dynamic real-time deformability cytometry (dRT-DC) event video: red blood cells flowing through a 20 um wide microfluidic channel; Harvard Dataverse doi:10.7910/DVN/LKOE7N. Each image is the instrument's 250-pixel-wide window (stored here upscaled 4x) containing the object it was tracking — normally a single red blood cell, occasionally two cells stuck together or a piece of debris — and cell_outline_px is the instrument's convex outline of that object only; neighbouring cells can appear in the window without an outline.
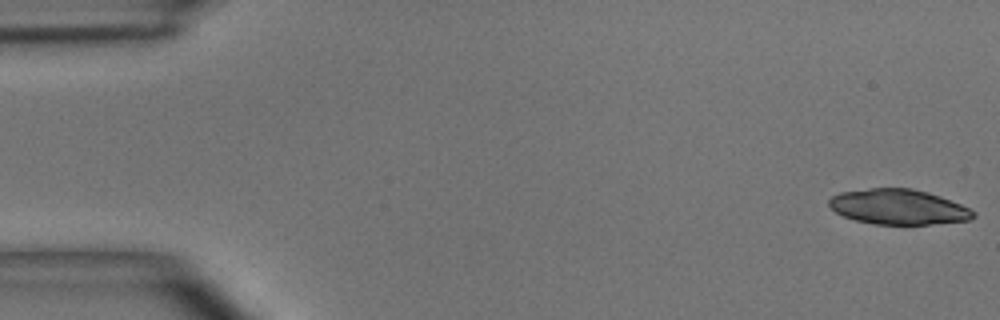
{"species": "common noctule bat (a hibernating species)", "species_latin": "Nyctalus noctula", "temperature_condition": "room temperature", "stored_images_in_passage": 50, "camera_frame_rate_fps": 3000, "um_per_image_px": 0.085, "animal": {"sex": "male", "body_mass_g": 15.6}, "frame": {"image": 1, "passage_image": 1, "time_ms": 0.0, "image_size_px": [1000, 320], "cell_outline_px": [[976, 216], [968, 220], [928, 224], [872, 224], [856, 220], [844, 216], [836, 212], [828, 204], [828, 200], [832, 196], [840, 192], [872, 188], [912, 188], [928, 192], [940, 196], [960, 204], [976, 212]], "centroid_in_image_um": [76.35, 17.58], "position_along_channel_um": 8.6, "area_um2": 29.42}}